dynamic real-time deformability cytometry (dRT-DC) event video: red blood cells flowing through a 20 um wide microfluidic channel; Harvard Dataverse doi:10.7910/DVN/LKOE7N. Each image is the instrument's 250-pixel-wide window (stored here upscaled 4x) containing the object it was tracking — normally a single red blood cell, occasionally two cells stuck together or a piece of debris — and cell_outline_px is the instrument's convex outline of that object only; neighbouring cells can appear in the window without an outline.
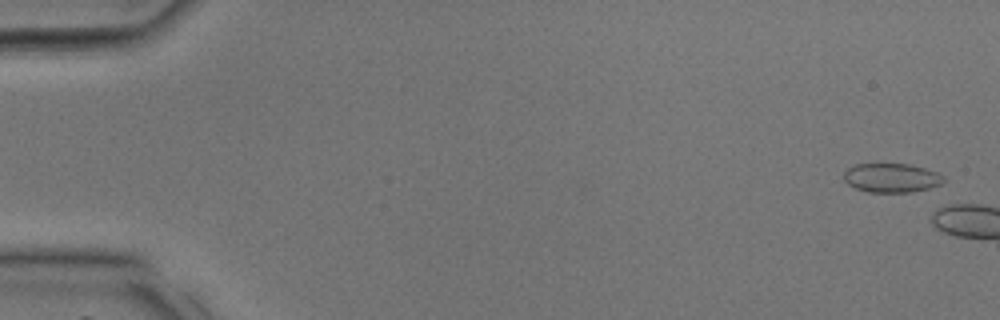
{"species": "common noctule bat (a hibernating species)", "species_latin": "Nyctalus noctula", "temperature_condition": "room temperature", "stored_images_in_passage": 3, "camera_frame_rate_fps": 3000, "um_per_image_px": 0.085, "animal": {"sex": "male", "body_mass_g": 17.9, "forearm_length_mm": 54.2}, "frame": {"image": 1, "passage_image": 1, "time_ms": 0.0, "image_size_px": [1000, 320], "cell_outline_px": [[944, 180], [940, 184], [928, 188], [912, 192], [868, 192], [856, 188], [848, 184], [844, 180], [844, 172], [848, 168], [856, 164], [908, 164], [924, 168], [936, 172], [944, 176]], "centroid_in_image_um": [75.76, 15.12], "position_along_channel_um": 9.2, "area_um2": 16.76}}